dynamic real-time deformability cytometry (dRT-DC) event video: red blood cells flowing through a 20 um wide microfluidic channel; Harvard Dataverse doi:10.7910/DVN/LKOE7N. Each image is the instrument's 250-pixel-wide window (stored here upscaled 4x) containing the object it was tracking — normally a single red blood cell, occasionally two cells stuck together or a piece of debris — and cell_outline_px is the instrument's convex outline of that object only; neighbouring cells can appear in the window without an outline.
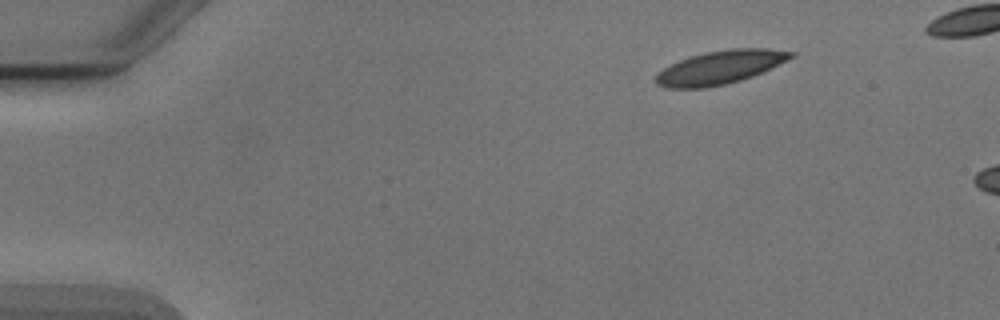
{"species": "Egyptian fruit bat (a non-hibernating species)", "species_latin": "Rousettus aegyptiacus", "temperature_condition": "cold", "stored_images_in_passage": 3, "camera_frame_rate_fps": 3000, "um_per_image_px": 0.085, "animal": {"sex": "male"}, "frame": {"image": 1, "passage_image": 3, "time_ms": 3.0, "image_size_px": [1000, 320], "cell_outline_px": [[796, 56], [752, 76], [740, 80], [724, 84], [704, 88], [668, 88], [656, 84], [656, 72], [688, 56], [704, 52], [732, 48], [768, 48], [796, 52]], "centroid_in_image_um": [61.2, 5.71], "position_along_channel_um": 23.8, "area_um2": 26.24}}